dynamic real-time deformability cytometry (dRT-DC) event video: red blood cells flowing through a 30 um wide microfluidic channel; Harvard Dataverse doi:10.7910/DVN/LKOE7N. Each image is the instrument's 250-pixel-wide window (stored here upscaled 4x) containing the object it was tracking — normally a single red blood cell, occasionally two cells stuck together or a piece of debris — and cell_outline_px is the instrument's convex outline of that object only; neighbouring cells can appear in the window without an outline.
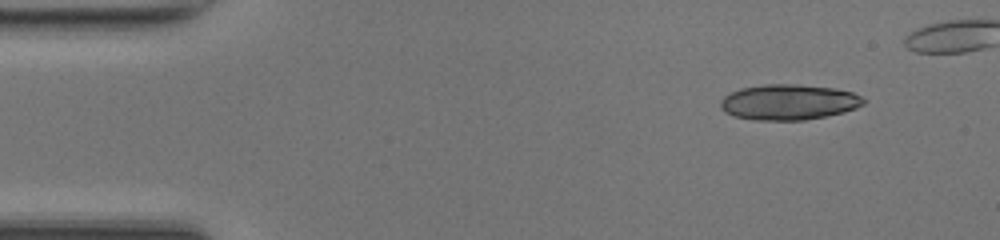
{"species": "common noctule bat (a hibernating species)", "species_latin": "Nyctalus noctula", "temperature_condition": "room temperature", "stored_images_in_passage": 39, "camera_frame_rate_fps": 3000, "um_per_image_px": 0.085, "animal": {"sex": "female", "body_mass_g": 17.0, "forearm_length_mm": 48.0}, "frame": {"image": 1, "passage_image": 1, "time_ms": 0.0, "image_size_px": [1000, 240], "cell_outline_px": [[864, 104], [856, 108], [844, 112], [804, 120], [752, 120], [736, 116], [724, 112], [720, 108], [720, 100], [724, 96], [740, 88], [764, 84], [800, 84], [836, 88], [852, 92], [860, 96], [864, 100]], "centroid_in_image_um": [67.02, 8.67], "position_along_channel_um": 18.0, "area_um2": 29.71}, "authors_computed_cell_mechanics": {"area_um2": 17.918, "velocity_mm_per_s": 4.2562, "shape_relaxation_time_tau1_ms": null, "shape_relaxation_time_tau2_ms": 1.2383, "deformation_change_tau1": null, "deformation_change_tau2": 0.0655}}